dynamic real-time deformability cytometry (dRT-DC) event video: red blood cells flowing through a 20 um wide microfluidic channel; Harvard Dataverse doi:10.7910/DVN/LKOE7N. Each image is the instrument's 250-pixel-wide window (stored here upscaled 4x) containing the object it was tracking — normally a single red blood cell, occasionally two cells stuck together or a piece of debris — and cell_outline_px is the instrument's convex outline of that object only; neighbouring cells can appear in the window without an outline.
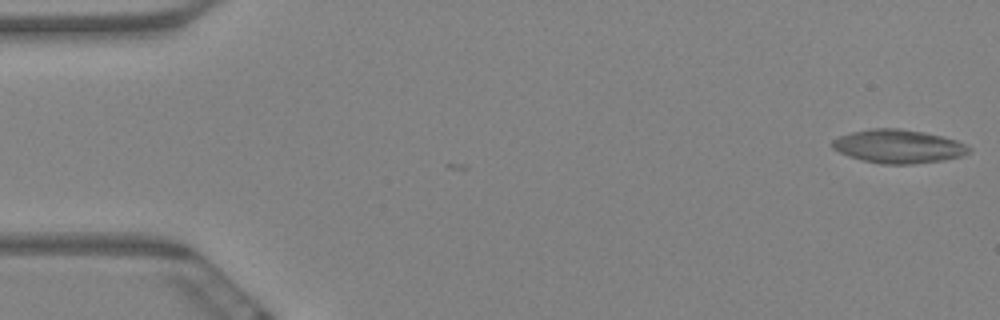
{"species": "Egyptian fruit bat (a non-hibernating species)", "species_latin": "Rousettus aegyptiacus", "temperature_condition": "warm", "stored_images_in_passage": 2, "camera_frame_rate_fps": 3000, "um_per_image_px": 0.085, "animal": {"sex": "female"}, "frame": {"image": 1, "passage_image": 2, "time_ms": 0.333, "image_size_px": [1000, 320], "cell_outline_px": [[972, 148], [968, 152], [960, 156], [944, 160], [912, 164], [880, 164], [848, 156], [832, 148], [832, 140], [840, 136], [852, 132], [872, 128], [900, 128], [924, 132], [956, 140]], "centroid_in_image_um": [76.34, 12.44], "position_along_channel_um": 8.7, "area_um2": 26.53}}